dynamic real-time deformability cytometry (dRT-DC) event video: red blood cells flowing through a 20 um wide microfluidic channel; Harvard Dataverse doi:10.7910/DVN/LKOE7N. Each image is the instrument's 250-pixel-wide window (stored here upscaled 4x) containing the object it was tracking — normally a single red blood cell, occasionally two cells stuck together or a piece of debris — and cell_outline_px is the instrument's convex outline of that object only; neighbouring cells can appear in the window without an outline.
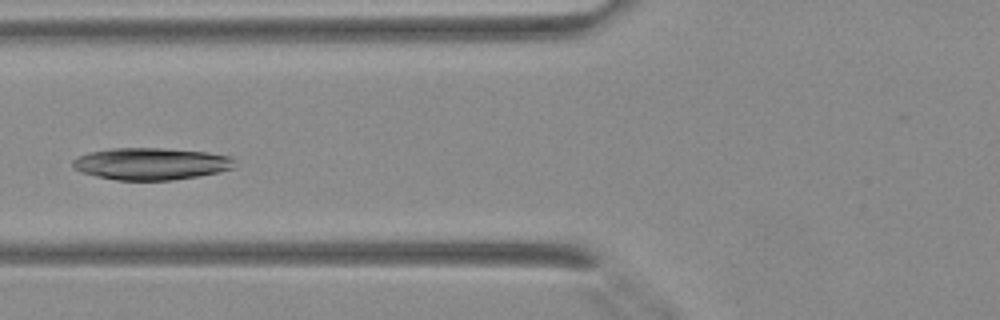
{"species": "Egyptian fruit bat (a non-hibernating species)", "species_latin": "Rousettus aegyptiacus", "temperature_condition": "warm", "stored_images_in_passage": 45, "segment_of_instrument_passage": [1, 2], "camera_frame_rate_fps": 3000, "um_per_image_px": 0.085, "animal": {"sex": "female"}, "frame": {"image": 1, "passage_image": 19, "time_ms": 6.0, "image_size_px": [1000, 320], "cell_outline_px": [[232, 168], [220, 172], [200, 176], [172, 180], [116, 180], [80, 172], [72, 164], [72, 160], [88, 152], [112, 148], [164, 148], [208, 152], [232, 156]], "centroid_in_image_um": [12.84, 13.92], "position_along_channel_um": 113.0, "area_um2": 30.17}}
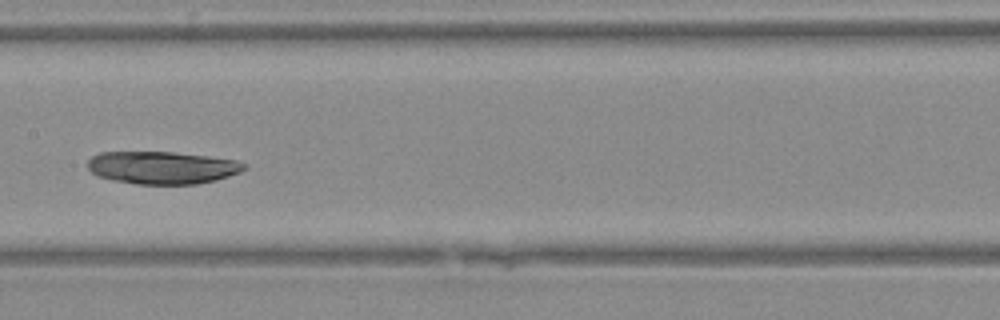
{"frame": {"image": 2, "passage_image": 24, "time_ms": 7.667, "image_size_px": [1000, 320], "cell_outline_px": [[248, 168], [240, 172], [216, 180], [196, 184], [136, 184], [112, 180], [96, 176], [88, 168], [88, 160], [92, 156], [100, 152], [172, 152], [236, 160], [248, 164]], "centroid_in_image_um": [13.78, 14.25], "position_along_channel_um": 193.6, "area_um2": 29.77}}
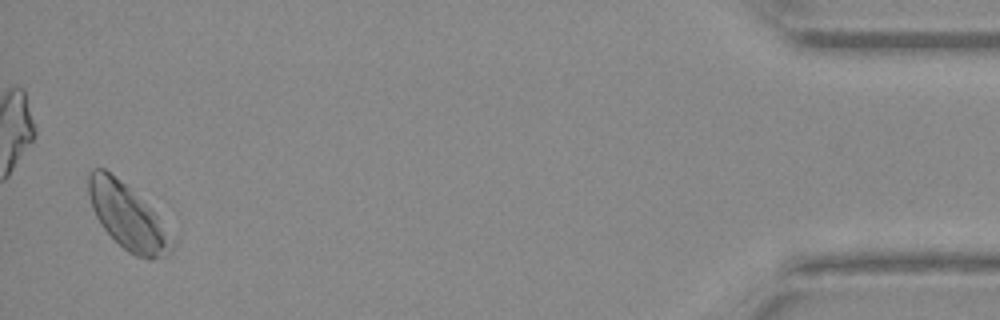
{"frame": {"image": 3, "passage_image": 43, "time_ms": 14.0, "image_size_px": [1000, 320], "cell_outline_px": [[176, 244], [172, 252], [168, 256], [152, 260], [148, 260], [136, 256], [128, 252], [104, 228], [96, 216], [92, 208], [88, 192], [88, 176], [92, 168], [104, 168], [124, 184], [156, 216], [176, 240]], "centroid_in_image_um": [10.87, 18.48], "position_along_channel_um": 424.3, "area_um2": 31.1}}